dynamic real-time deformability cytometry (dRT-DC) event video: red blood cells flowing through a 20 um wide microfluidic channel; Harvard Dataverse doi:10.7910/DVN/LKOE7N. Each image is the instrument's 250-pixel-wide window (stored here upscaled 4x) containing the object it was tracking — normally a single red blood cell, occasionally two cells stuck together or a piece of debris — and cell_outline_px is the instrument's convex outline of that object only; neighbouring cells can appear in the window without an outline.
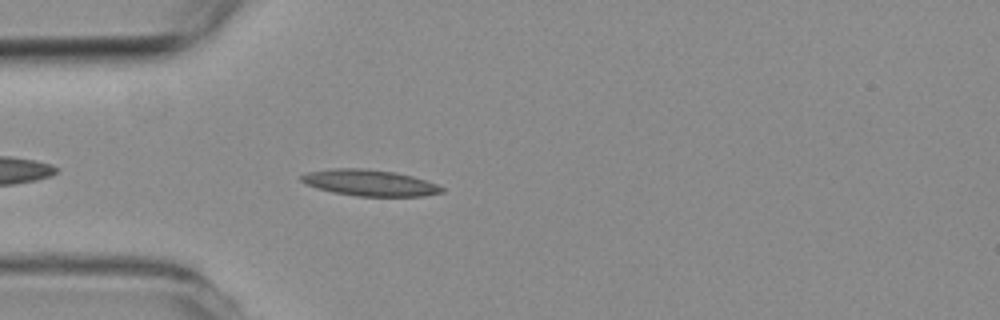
{"species": "common noctule bat (a hibernating species)", "species_latin": "Nyctalus noctula", "temperature_condition": "room temperature", "stored_images_in_passage": 5, "camera_frame_rate_fps": 3000, "um_per_image_px": 0.085, "animal": {"sex": "female", "body_mass_g": 19.3, "forearm_length_mm": 54.1}, "frame": {"image": 1, "passage_image": 5, "time_ms": 4.667, "image_size_px": [1000, 320], "cell_outline_px": [[444, 192], [424, 196], [356, 196], [332, 192], [316, 188], [300, 180], [300, 176], [308, 172], [332, 168], [364, 168], [396, 172], [412, 176], [436, 184], [444, 188]], "centroid_in_image_um": [31.42, 15.54], "position_along_channel_um": 53.6, "area_um2": 21.44}}